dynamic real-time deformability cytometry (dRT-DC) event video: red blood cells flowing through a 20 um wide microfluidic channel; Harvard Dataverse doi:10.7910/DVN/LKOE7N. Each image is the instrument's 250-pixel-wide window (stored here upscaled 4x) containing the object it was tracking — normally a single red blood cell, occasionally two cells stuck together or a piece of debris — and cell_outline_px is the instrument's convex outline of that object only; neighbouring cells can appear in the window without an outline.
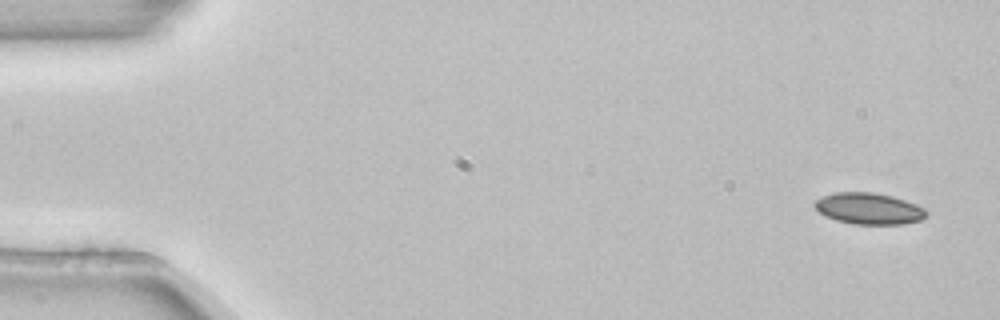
{"species": "common noctule bat (a hibernating species)", "species_latin": "Nyctalus noctula", "temperature_condition": "room temperature", "stored_images_in_passage": 6, "camera_frame_rate_fps": 3000, "um_per_image_px": 0.085, "animal": {"sex": "female", "body_mass_g": 22.7, "forearm_length_mm": 54.2}, "frame": {"image": 1, "passage_image": 1, "time_ms": 0.0, "image_size_px": [1000, 320], "cell_outline_px": [[928, 216], [920, 220], [904, 224], [852, 224], [836, 220], [820, 212], [812, 204], [816, 200], [824, 196], [836, 192], [872, 192], [892, 196], [916, 204], [924, 208], [928, 212]], "centroid_in_image_um": [73.89, 17.73], "position_along_channel_um": 11.1, "area_um2": 20.35}}
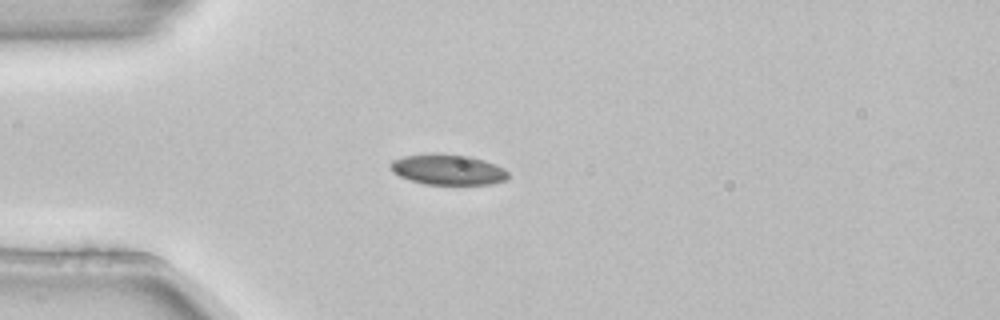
{"frame": {"image": 2, "passage_image": 4, "time_ms": 1.0, "image_size_px": [1000, 320], "cell_outline_px": [[508, 176], [504, 180], [492, 184], [424, 184], [400, 176], [392, 172], [388, 164], [392, 160], [404, 156], [432, 152], [468, 156], [484, 160], [496, 164], [504, 168], [508, 172]], "centroid_in_image_um": [38.04, 14.4], "position_along_channel_um": 47.0, "area_um2": 21.04}}